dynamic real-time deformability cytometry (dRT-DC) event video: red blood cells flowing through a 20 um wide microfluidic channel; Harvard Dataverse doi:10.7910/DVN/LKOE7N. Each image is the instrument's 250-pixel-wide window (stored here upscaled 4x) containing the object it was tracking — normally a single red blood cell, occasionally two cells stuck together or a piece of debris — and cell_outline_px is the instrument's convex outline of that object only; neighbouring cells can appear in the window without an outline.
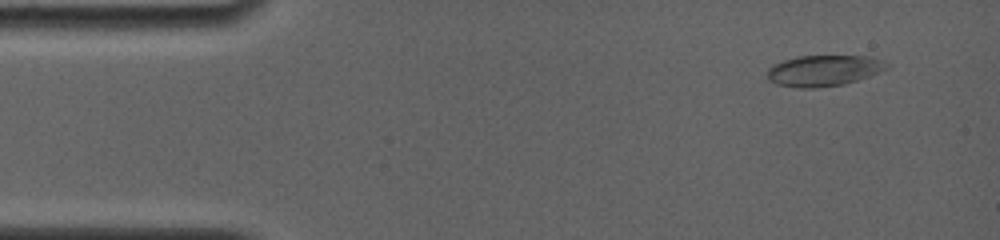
{"species": "common noctule bat (a hibernating species)", "species_latin": "Nyctalus noctula", "temperature_condition": "room temperature", "stored_images_in_passage": 8, "camera_frame_rate_fps": 4000, "um_per_image_px": 0.085, "animal": {"sex": "female", "body_mass_g": 19.0, "forearm_length_mm": 56.7}, "frame": {"image": 1, "passage_image": 2, "time_ms": 0.75, "image_size_px": [1000, 240], "cell_outline_px": [[888, 68], [868, 76], [844, 84], [816, 88], [796, 88], [776, 84], [768, 80], [768, 68], [772, 64], [796, 56], [868, 56], [880, 60], [888, 64]], "centroid_in_image_um": [69.96, 6.0], "position_along_channel_um": 15.0, "area_um2": 21.5}}
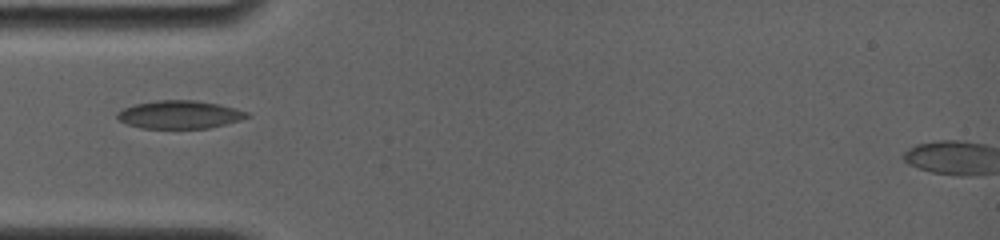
{"frame": {"image": 2, "passage_image": 6, "time_ms": 4.5, "image_size_px": [1000, 240], "cell_outline_px": [[248, 116], [240, 120], [208, 128], [140, 128], [128, 124], [120, 120], [116, 116], [116, 112], [124, 108], [136, 104], [156, 100], [192, 100], [220, 104], [248, 112]], "centroid_in_image_um": [15.24, 9.73], "position_along_channel_um": 69.8, "area_um2": 20.98}}
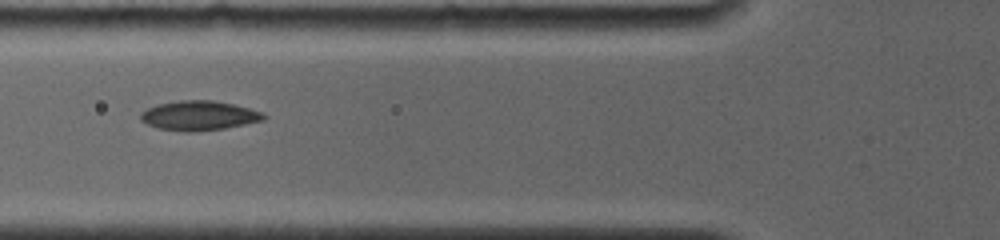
{"frame": {"image": 3, "passage_image": 7, "time_ms": 5.5, "image_size_px": [1000, 240], "cell_outline_px": [[268, 116], [264, 120], [224, 128], [196, 132], [184, 132], [156, 128], [140, 120], [140, 112], [156, 104], [180, 100], [212, 100], [232, 104], [248, 108], [260, 112]], "centroid_in_image_um": [16.87, 9.83], "position_along_channel_um": 108.9, "area_um2": 21.21}}